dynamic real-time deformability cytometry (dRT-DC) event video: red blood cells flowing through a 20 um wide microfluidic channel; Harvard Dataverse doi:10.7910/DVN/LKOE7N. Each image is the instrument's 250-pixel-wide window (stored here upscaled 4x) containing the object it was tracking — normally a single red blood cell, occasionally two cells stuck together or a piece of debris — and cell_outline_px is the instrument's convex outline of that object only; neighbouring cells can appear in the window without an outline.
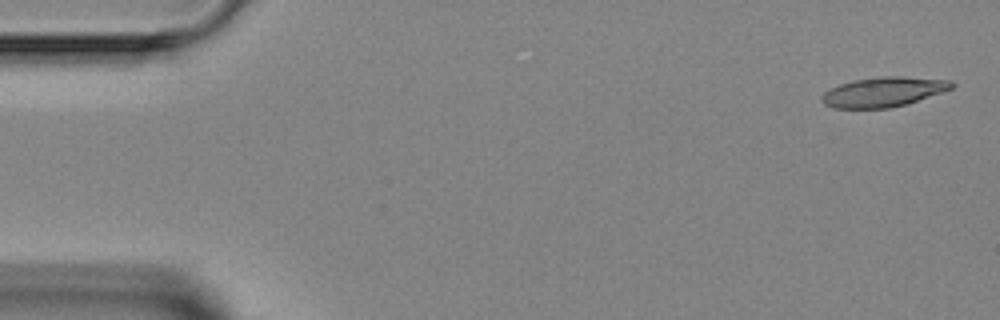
{"species": "Egyptian fruit bat (a non-hibernating species)", "species_latin": "Rousettus aegyptiacus", "temperature_condition": "room temperature", "stored_images_in_passage": 4, "camera_frame_rate_fps": 3000, "um_per_image_px": 0.085, "animal": {"sex": "female"}, "frame": {"image": 1, "passage_image": 1, "time_ms": 0.0, "image_size_px": [1000, 320], "cell_outline_px": [[956, 84], [952, 88], [908, 104], [888, 108], [832, 108], [824, 104], [820, 100], [820, 96], [824, 92], [840, 84], [856, 80], [884, 76], [904, 76], [952, 80]], "centroid_in_image_um": [75.1, 7.81], "position_along_channel_um": 9.9, "area_um2": 22.54}}